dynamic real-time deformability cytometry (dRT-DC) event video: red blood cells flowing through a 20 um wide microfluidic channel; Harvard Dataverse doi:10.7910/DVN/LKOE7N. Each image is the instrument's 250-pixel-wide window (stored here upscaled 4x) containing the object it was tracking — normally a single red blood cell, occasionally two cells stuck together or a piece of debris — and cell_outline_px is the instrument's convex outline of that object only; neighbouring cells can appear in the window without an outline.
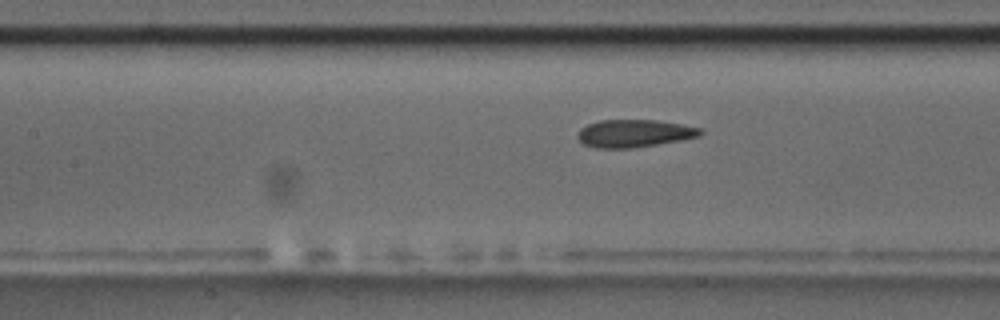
{"species": "common noctule bat (a hibernating species)", "species_latin": "Nyctalus noctula", "temperature_condition": "room temperature", "stored_images_in_passage": 11, "camera_frame_rate_fps": 3000, "um_per_image_px": 0.085, "animal": {"sex": "male", "body_mass_g": 17.5, "forearm_length_mm": 52.3}, "frame": {"image": 1, "passage_image": 8, "time_ms": 2.333, "image_size_px": [1000, 320], "cell_outline_px": [[704, 132], [700, 136], [680, 140], [632, 148], [596, 148], [584, 144], [576, 136], [580, 128], [588, 124], [600, 120], [656, 120], [680, 124], [700, 128]], "centroid_in_image_um": [53.89, 11.33], "position_along_channel_um": 153.5, "area_um2": 19.65}}